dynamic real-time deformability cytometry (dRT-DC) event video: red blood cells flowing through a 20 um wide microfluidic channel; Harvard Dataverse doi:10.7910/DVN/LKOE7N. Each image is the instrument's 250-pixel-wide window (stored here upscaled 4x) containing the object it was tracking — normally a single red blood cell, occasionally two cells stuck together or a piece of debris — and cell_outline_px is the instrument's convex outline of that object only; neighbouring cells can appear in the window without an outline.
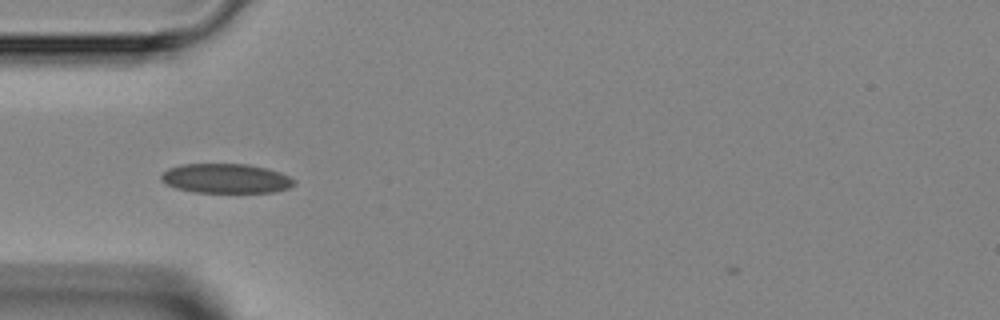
{"species": "Egyptian fruit bat (a non-hibernating species)", "species_latin": "Rousettus aegyptiacus", "temperature_condition": "room temperature", "stored_images_in_passage": 32, "camera_frame_rate_fps": 3000, "um_per_image_px": 0.085, "animal": {"sex": "female"}, "frame": {"image": 1, "passage_image": 1, "time_ms": 0.0, "image_size_px": [1000, 320], "cell_outline_px": [[296, 184], [288, 188], [272, 192], [192, 192], [176, 188], [164, 184], [160, 180], [160, 176], [168, 168], [180, 164], [248, 164], [268, 168], [280, 172], [296, 180]], "centroid_in_image_um": [19.18, 15.16], "position_along_channel_um": 65.8, "area_um2": 23.06}}
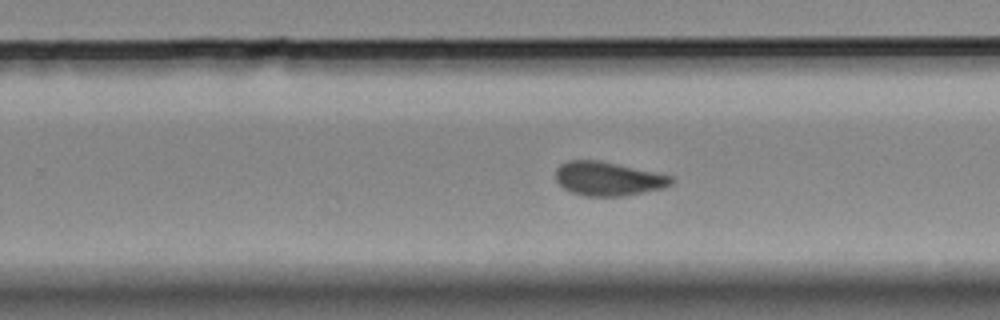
{"frame": {"image": 2, "passage_image": 16, "time_ms": 5.0, "image_size_px": [1000, 320], "cell_outline_px": [[676, 180], [672, 184], [664, 188], [624, 196], [584, 196], [572, 192], [564, 188], [556, 180], [556, 168], [560, 164], [568, 160], [600, 160], [672, 176]], "centroid_in_image_um": [51.7, 15.19], "position_along_channel_um": 278.1, "area_um2": 22.89}}
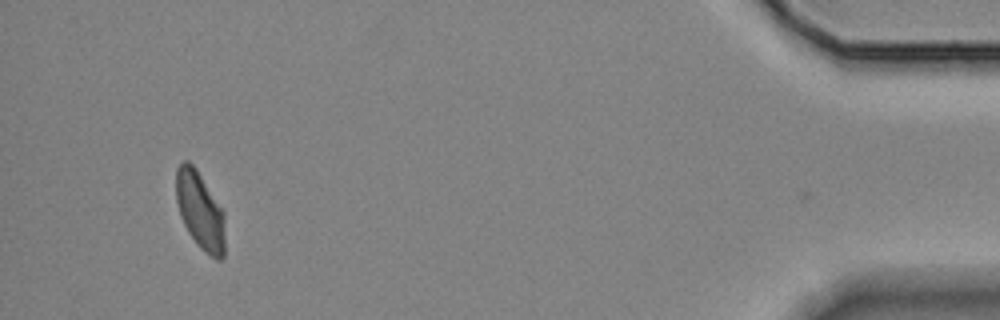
{"frame": {"image": 3, "passage_image": 31, "time_ms": 10.0, "image_size_px": [1000, 320], "cell_outline_px": [[224, 256], [220, 260], [216, 260], [200, 248], [188, 232], [180, 216], [176, 200], [176, 168], [184, 160], [188, 160], [196, 168], [224, 212]], "centroid_in_image_um": [17.0, 17.9], "position_along_channel_um": 418.2, "area_um2": 22.08}}